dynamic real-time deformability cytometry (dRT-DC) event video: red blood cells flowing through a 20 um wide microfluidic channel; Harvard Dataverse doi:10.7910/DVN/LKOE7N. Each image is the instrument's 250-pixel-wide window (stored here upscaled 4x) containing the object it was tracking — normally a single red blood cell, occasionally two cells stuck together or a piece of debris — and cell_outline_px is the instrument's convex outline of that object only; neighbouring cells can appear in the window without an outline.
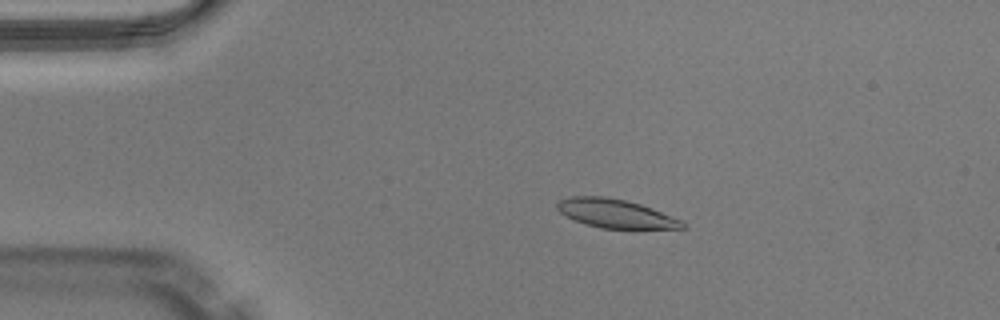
{"species": "Egyptian fruit bat (a non-hibernating species)", "species_latin": "Rousettus aegyptiacus", "temperature_condition": "warm", "stored_images_in_passage": 41, "camera_frame_rate_fps": 3000, "um_per_image_px": 0.085, "animal": {"sex": "male"}, "frame": {"image": 1, "passage_image": 1, "time_ms": 0.0, "image_size_px": [1000, 320], "cell_outline_px": [[688, 228], [600, 228], [576, 220], [560, 212], [556, 208], [556, 204], [560, 200], [572, 196], [604, 196], [624, 200], [640, 204], [652, 208], [680, 220]], "centroid_in_image_um": [52.3, 18.14], "position_along_channel_um": 32.7, "area_um2": 20.46}}
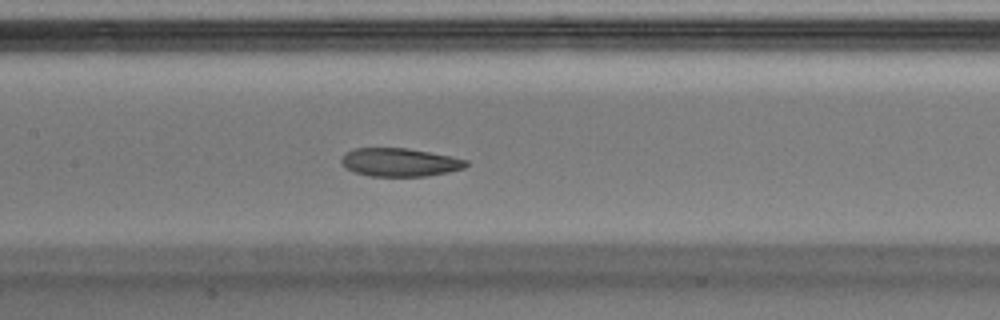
{"frame": {"image": 2, "passage_image": 15, "time_ms": 4.667, "image_size_px": [1000, 320], "cell_outline_px": [[468, 164], [464, 168], [448, 172], [428, 176], [368, 176], [356, 172], [348, 168], [340, 160], [344, 152], [352, 148], [408, 148], [452, 156], [468, 160]], "centroid_in_image_um": [33.99, 13.78], "position_along_channel_um": 173.4, "area_um2": 20.63}}
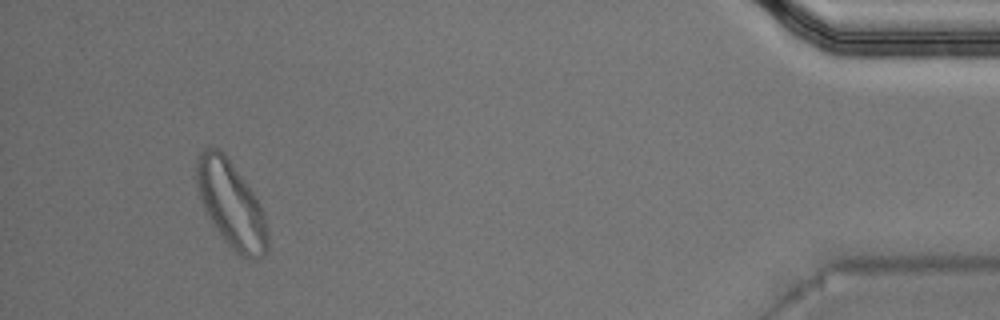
{"frame": {"image": 3, "passage_image": 38, "time_ms": 12.333, "image_size_px": [1000, 320], "cell_outline_px": [[268, 248], [264, 256], [256, 260], [248, 260], [236, 252], [228, 244], [216, 228], [208, 216], [200, 200], [196, 188], [196, 160], [200, 152], [204, 148], [216, 148], [224, 152], [252, 192], [260, 204], [264, 216], [268, 232]], "centroid_in_image_um": [19.64, 17.38], "position_along_channel_um": 415.6, "area_um2": 35.55}, "authors_computed_cell_mechanics": {"area_um2": 21.964, "velocity_mm_per_s": 4.0253, "shape_relaxation_time_tau1_ms": 6.9048, "shape_relaxation_time_tau2_ms": 6.318, "deformation_change_tau1": 0.1533, "deformation_change_tau2": 0.1422}}